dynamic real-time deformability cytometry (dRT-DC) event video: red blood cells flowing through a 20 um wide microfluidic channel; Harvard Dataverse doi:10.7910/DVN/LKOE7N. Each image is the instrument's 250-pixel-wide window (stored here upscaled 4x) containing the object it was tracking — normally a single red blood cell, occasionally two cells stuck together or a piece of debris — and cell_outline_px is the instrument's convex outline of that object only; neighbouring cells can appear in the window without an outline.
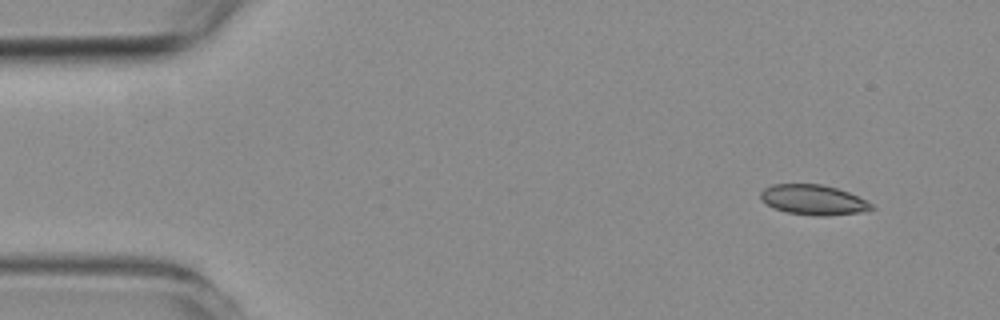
{"species": "common noctule bat (a hibernating species)", "species_latin": "Nyctalus noctula", "temperature_condition": "room temperature", "stored_images_in_passage": 4, "camera_frame_rate_fps": 3000, "um_per_image_px": 0.085, "animal": {"sex": "female", "body_mass_g": 19.3, "forearm_length_mm": 54.1}, "frame": {"image": 1, "passage_image": 1, "time_ms": 0.0, "image_size_px": [1000, 320], "cell_outline_px": [[876, 208], [860, 212], [828, 216], [816, 216], [788, 212], [772, 208], [760, 200], [760, 192], [764, 188], [772, 184], [820, 184], [836, 188], [848, 192], [872, 204]], "centroid_in_image_um": [69.09, 16.99], "position_along_channel_um": 15.9, "area_um2": 19.42}}
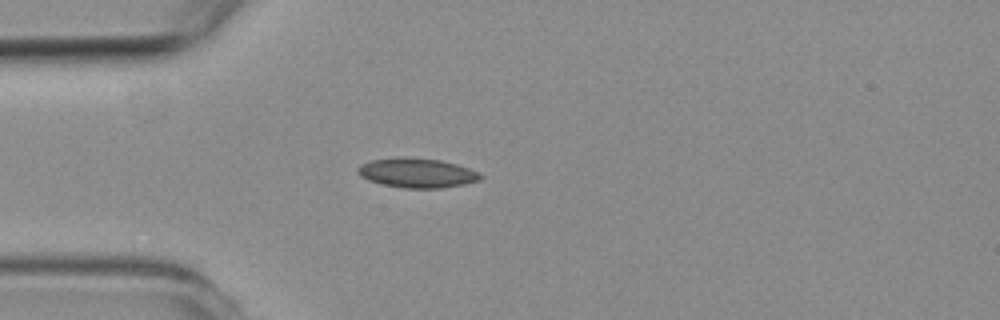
{"frame": {"image": 2, "passage_image": 4, "time_ms": 3.333, "image_size_px": [1000, 320], "cell_outline_px": [[484, 176], [480, 180], [464, 184], [440, 188], [404, 188], [384, 184], [368, 180], [360, 176], [356, 172], [356, 168], [360, 164], [372, 160], [396, 156], [404, 156], [440, 160], [456, 164], [480, 172]], "centroid_in_image_um": [35.43, 14.68], "position_along_channel_um": 49.6, "area_um2": 21.33}}